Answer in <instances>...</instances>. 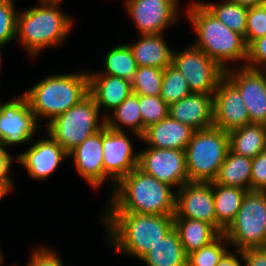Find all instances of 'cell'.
Listing matches in <instances>:
<instances>
[{
    "label": "cell",
    "mask_w": 266,
    "mask_h": 266,
    "mask_svg": "<svg viewBox=\"0 0 266 266\" xmlns=\"http://www.w3.org/2000/svg\"><path fill=\"white\" fill-rule=\"evenodd\" d=\"M127 133L106 126L102 128L104 182L111 180L114 183L111 192L125 175L138 167L139 152H134V145Z\"/></svg>",
    "instance_id": "obj_12"
},
{
    "label": "cell",
    "mask_w": 266,
    "mask_h": 266,
    "mask_svg": "<svg viewBox=\"0 0 266 266\" xmlns=\"http://www.w3.org/2000/svg\"><path fill=\"white\" fill-rule=\"evenodd\" d=\"M201 2L230 30L235 31L245 37L248 8L234 3L231 0H226L225 2L223 1L219 4L218 2Z\"/></svg>",
    "instance_id": "obj_30"
},
{
    "label": "cell",
    "mask_w": 266,
    "mask_h": 266,
    "mask_svg": "<svg viewBox=\"0 0 266 266\" xmlns=\"http://www.w3.org/2000/svg\"><path fill=\"white\" fill-rule=\"evenodd\" d=\"M266 35V4L248 8L245 42L249 46L253 41Z\"/></svg>",
    "instance_id": "obj_36"
},
{
    "label": "cell",
    "mask_w": 266,
    "mask_h": 266,
    "mask_svg": "<svg viewBox=\"0 0 266 266\" xmlns=\"http://www.w3.org/2000/svg\"><path fill=\"white\" fill-rule=\"evenodd\" d=\"M3 47L2 46H0V66H1V60H2V58H1V49H2Z\"/></svg>",
    "instance_id": "obj_47"
},
{
    "label": "cell",
    "mask_w": 266,
    "mask_h": 266,
    "mask_svg": "<svg viewBox=\"0 0 266 266\" xmlns=\"http://www.w3.org/2000/svg\"><path fill=\"white\" fill-rule=\"evenodd\" d=\"M12 163L13 157L6 148L0 144V182L5 184L11 191L14 187V182L10 175Z\"/></svg>",
    "instance_id": "obj_40"
},
{
    "label": "cell",
    "mask_w": 266,
    "mask_h": 266,
    "mask_svg": "<svg viewBox=\"0 0 266 266\" xmlns=\"http://www.w3.org/2000/svg\"><path fill=\"white\" fill-rule=\"evenodd\" d=\"M250 124L239 90L224 77L213 95V126L225 132Z\"/></svg>",
    "instance_id": "obj_16"
},
{
    "label": "cell",
    "mask_w": 266,
    "mask_h": 266,
    "mask_svg": "<svg viewBox=\"0 0 266 266\" xmlns=\"http://www.w3.org/2000/svg\"><path fill=\"white\" fill-rule=\"evenodd\" d=\"M146 266H187L180 237L175 228L140 259Z\"/></svg>",
    "instance_id": "obj_24"
},
{
    "label": "cell",
    "mask_w": 266,
    "mask_h": 266,
    "mask_svg": "<svg viewBox=\"0 0 266 266\" xmlns=\"http://www.w3.org/2000/svg\"><path fill=\"white\" fill-rule=\"evenodd\" d=\"M68 158L73 159L82 179L93 188H100L104 183L102 129L71 150Z\"/></svg>",
    "instance_id": "obj_18"
},
{
    "label": "cell",
    "mask_w": 266,
    "mask_h": 266,
    "mask_svg": "<svg viewBox=\"0 0 266 266\" xmlns=\"http://www.w3.org/2000/svg\"><path fill=\"white\" fill-rule=\"evenodd\" d=\"M10 191L11 190L5 184H3V183L0 182V200L4 196L8 195V193H10Z\"/></svg>",
    "instance_id": "obj_44"
},
{
    "label": "cell",
    "mask_w": 266,
    "mask_h": 266,
    "mask_svg": "<svg viewBox=\"0 0 266 266\" xmlns=\"http://www.w3.org/2000/svg\"><path fill=\"white\" fill-rule=\"evenodd\" d=\"M172 65L186 78L192 93L214 95L225 77V70L192 44L179 52L173 50Z\"/></svg>",
    "instance_id": "obj_9"
},
{
    "label": "cell",
    "mask_w": 266,
    "mask_h": 266,
    "mask_svg": "<svg viewBox=\"0 0 266 266\" xmlns=\"http://www.w3.org/2000/svg\"><path fill=\"white\" fill-rule=\"evenodd\" d=\"M41 123H37L27 97L22 95L0 102V144L7 148L10 145L30 144Z\"/></svg>",
    "instance_id": "obj_10"
},
{
    "label": "cell",
    "mask_w": 266,
    "mask_h": 266,
    "mask_svg": "<svg viewBox=\"0 0 266 266\" xmlns=\"http://www.w3.org/2000/svg\"><path fill=\"white\" fill-rule=\"evenodd\" d=\"M2 251H1V248H0V261H4V256L2 255Z\"/></svg>",
    "instance_id": "obj_46"
},
{
    "label": "cell",
    "mask_w": 266,
    "mask_h": 266,
    "mask_svg": "<svg viewBox=\"0 0 266 266\" xmlns=\"http://www.w3.org/2000/svg\"><path fill=\"white\" fill-rule=\"evenodd\" d=\"M229 244L226 236L221 233L213 241L187 255V266H217L228 252Z\"/></svg>",
    "instance_id": "obj_32"
},
{
    "label": "cell",
    "mask_w": 266,
    "mask_h": 266,
    "mask_svg": "<svg viewBox=\"0 0 266 266\" xmlns=\"http://www.w3.org/2000/svg\"><path fill=\"white\" fill-rule=\"evenodd\" d=\"M126 13L135 23L139 35L165 34L178 20V0H125Z\"/></svg>",
    "instance_id": "obj_14"
},
{
    "label": "cell",
    "mask_w": 266,
    "mask_h": 266,
    "mask_svg": "<svg viewBox=\"0 0 266 266\" xmlns=\"http://www.w3.org/2000/svg\"><path fill=\"white\" fill-rule=\"evenodd\" d=\"M233 67L225 71V77L239 90L250 123L266 126V70Z\"/></svg>",
    "instance_id": "obj_13"
},
{
    "label": "cell",
    "mask_w": 266,
    "mask_h": 266,
    "mask_svg": "<svg viewBox=\"0 0 266 266\" xmlns=\"http://www.w3.org/2000/svg\"><path fill=\"white\" fill-rule=\"evenodd\" d=\"M187 6V16L196 33V39L191 44L215 60L225 71L232 62L244 61L239 67L246 66L248 46L244 36L230 30L201 1H192Z\"/></svg>",
    "instance_id": "obj_3"
},
{
    "label": "cell",
    "mask_w": 266,
    "mask_h": 266,
    "mask_svg": "<svg viewBox=\"0 0 266 266\" xmlns=\"http://www.w3.org/2000/svg\"><path fill=\"white\" fill-rule=\"evenodd\" d=\"M245 266H266V247L241 251Z\"/></svg>",
    "instance_id": "obj_41"
},
{
    "label": "cell",
    "mask_w": 266,
    "mask_h": 266,
    "mask_svg": "<svg viewBox=\"0 0 266 266\" xmlns=\"http://www.w3.org/2000/svg\"><path fill=\"white\" fill-rule=\"evenodd\" d=\"M41 2H62L63 0H39Z\"/></svg>",
    "instance_id": "obj_45"
},
{
    "label": "cell",
    "mask_w": 266,
    "mask_h": 266,
    "mask_svg": "<svg viewBox=\"0 0 266 266\" xmlns=\"http://www.w3.org/2000/svg\"><path fill=\"white\" fill-rule=\"evenodd\" d=\"M103 213L101 220L107 227L108 244L120 255L139 260L174 228V215Z\"/></svg>",
    "instance_id": "obj_1"
},
{
    "label": "cell",
    "mask_w": 266,
    "mask_h": 266,
    "mask_svg": "<svg viewBox=\"0 0 266 266\" xmlns=\"http://www.w3.org/2000/svg\"><path fill=\"white\" fill-rule=\"evenodd\" d=\"M138 168L173 189L189 182L184 150L147 147L139 152Z\"/></svg>",
    "instance_id": "obj_11"
},
{
    "label": "cell",
    "mask_w": 266,
    "mask_h": 266,
    "mask_svg": "<svg viewBox=\"0 0 266 266\" xmlns=\"http://www.w3.org/2000/svg\"><path fill=\"white\" fill-rule=\"evenodd\" d=\"M15 0H0V46L16 38L17 15Z\"/></svg>",
    "instance_id": "obj_35"
},
{
    "label": "cell",
    "mask_w": 266,
    "mask_h": 266,
    "mask_svg": "<svg viewBox=\"0 0 266 266\" xmlns=\"http://www.w3.org/2000/svg\"><path fill=\"white\" fill-rule=\"evenodd\" d=\"M172 188L136 167L115 185L105 211L174 215L176 193Z\"/></svg>",
    "instance_id": "obj_2"
},
{
    "label": "cell",
    "mask_w": 266,
    "mask_h": 266,
    "mask_svg": "<svg viewBox=\"0 0 266 266\" xmlns=\"http://www.w3.org/2000/svg\"><path fill=\"white\" fill-rule=\"evenodd\" d=\"M163 69L143 66L138 67L131 82L132 93L144 96H160Z\"/></svg>",
    "instance_id": "obj_33"
},
{
    "label": "cell",
    "mask_w": 266,
    "mask_h": 266,
    "mask_svg": "<svg viewBox=\"0 0 266 266\" xmlns=\"http://www.w3.org/2000/svg\"><path fill=\"white\" fill-rule=\"evenodd\" d=\"M191 93L186 78L175 66L170 64L163 69L160 97L167 105L170 106Z\"/></svg>",
    "instance_id": "obj_31"
},
{
    "label": "cell",
    "mask_w": 266,
    "mask_h": 266,
    "mask_svg": "<svg viewBox=\"0 0 266 266\" xmlns=\"http://www.w3.org/2000/svg\"><path fill=\"white\" fill-rule=\"evenodd\" d=\"M248 191L237 187H226L213 182V199L216 215V231L221 234L237 216Z\"/></svg>",
    "instance_id": "obj_23"
},
{
    "label": "cell",
    "mask_w": 266,
    "mask_h": 266,
    "mask_svg": "<svg viewBox=\"0 0 266 266\" xmlns=\"http://www.w3.org/2000/svg\"><path fill=\"white\" fill-rule=\"evenodd\" d=\"M138 67L149 66L165 69L172 64L173 50L165 41L163 34L140 35L133 44L127 43Z\"/></svg>",
    "instance_id": "obj_22"
},
{
    "label": "cell",
    "mask_w": 266,
    "mask_h": 266,
    "mask_svg": "<svg viewBox=\"0 0 266 266\" xmlns=\"http://www.w3.org/2000/svg\"><path fill=\"white\" fill-rule=\"evenodd\" d=\"M251 191L266 192V150L252 158Z\"/></svg>",
    "instance_id": "obj_38"
},
{
    "label": "cell",
    "mask_w": 266,
    "mask_h": 266,
    "mask_svg": "<svg viewBox=\"0 0 266 266\" xmlns=\"http://www.w3.org/2000/svg\"><path fill=\"white\" fill-rule=\"evenodd\" d=\"M23 94L37 122L47 125L89 94L88 72L48 75Z\"/></svg>",
    "instance_id": "obj_5"
},
{
    "label": "cell",
    "mask_w": 266,
    "mask_h": 266,
    "mask_svg": "<svg viewBox=\"0 0 266 266\" xmlns=\"http://www.w3.org/2000/svg\"><path fill=\"white\" fill-rule=\"evenodd\" d=\"M229 150L237 155L255 158L266 150V126L250 123L230 131Z\"/></svg>",
    "instance_id": "obj_25"
},
{
    "label": "cell",
    "mask_w": 266,
    "mask_h": 266,
    "mask_svg": "<svg viewBox=\"0 0 266 266\" xmlns=\"http://www.w3.org/2000/svg\"><path fill=\"white\" fill-rule=\"evenodd\" d=\"M169 116L194 130L213 126V95L191 93L169 106Z\"/></svg>",
    "instance_id": "obj_19"
},
{
    "label": "cell",
    "mask_w": 266,
    "mask_h": 266,
    "mask_svg": "<svg viewBox=\"0 0 266 266\" xmlns=\"http://www.w3.org/2000/svg\"><path fill=\"white\" fill-rule=\"evenodd\" d=\"M186 255L213 241L219 233L208 223L196 219L173 218Z\"/></svg>",
    "instance_id": "obj_28"
},
{
    "label": "cell",
    "mask_w": 266,
    "mask_h": 266,
    "mask_svg": "<svg viewBox=\"0 0 266 266\" xmlns=\"http://www.w3.org/2000/svg\"><path fill=\"white\" fill-rule=\"evenodd\" d=\"M139 107L143 121V135L150 125L169 116V105L160 96L139 95Z\"/></svg>",
    "instance_id": "obj_34"
},
{
    "label": "cell",
    "mask_w": 266,
    "mask_h": 266,
    "mask_svg": "<svg viewBox=\"0 0 266 266\" xmlns=\"http://www.w3.org/2000/svg\"><path fill=\"white\" fill-rule=\"evenodd\" d=\"M237 253V254H236ZM238 255V256H237ZM240 260H239V258ZM244 262L243 256L241 251H236L234 253L228 251L222 259L219 261L217 266H242L241 261Z\"/></svg>",
    "instance_id": "obj_42"
},
{
    "label": "cell",
    "mask_w": 266,
    "mask_h": 266,
    "mask_svg": "<svg viewBox=\"0 0 266 266\" xmlns=\"http://www.w3.org/2000/svg\"><path fill=\"white\" fill-rule=\"evenodd\" d=\"M228 150V132L214 126L195 130L185 149L189 182H214Z\"/></svg>",
    "instance_id": "obj_6"
},
{
    "label": "cell",
    "mask_w": 266,
    "mask_h": 266,
    "mask_svg": "<svg viewBox=\"0 0 266 266\" xmlns=\"http://www.w3.org/2000/svg\"><path fill=\"white\" fill-rule=\"evenodd\" d=\"M103 67L104 71L88 74H106L132 82L138 69L137 62L127 43L111 48L104 57Z\"/></svg>",
    "instance_id": "obj_29"
},
{
    "label": "cell",
    "mask_w": 266,
    "mask_h": 266,
    "mask_svg": "<svg viewBox=\"0 0 266 266\" xmlns=\"http://www.w3.org/2000/svg\"><path fill=\"white\" fill-rule=\"evenodd\" d=\"M223 234L236 251L266 247V192L248 191Z\"/></svg>",
    "instance_id": "obj_8"
},
{
    "label": "cell",
    "mask_w": 266,
    "mask_h": 266,
    "mask_svg": "<svg viewBox=\"0 0 266 266\" xmlns=\"http://www.w3.org/2000/svg\"><path fill=\"white\" fill-rule=\"evenodd\" d=\"M89 94L94 98L100 112L104 108L108 112L117 108L131 93V81L106 74H88Z\"/></svg>",
    "instance_id": "obj_20"
},
{
    "label": "cell",
    "mask_w": 266,
    "mask_h": 266,
    "mask_svg": "<svg viewBox=\"0 0 266 266\" xmlns=\"http://www.w3.org/2000/svg\"><path fill=\"white\" fill-rule=\"evenodd\" d=\"M99 114L98 105L94 98L88 94L75 106L48 123L45 126L46 132L69 153L87 137L105 126V118Z\"/></svg>",
    "instance_id": "obj_7"
},
{
    "label": "cell",
    "mask_w": 266,
    "mask_h": 266,
    "mask_svg": "<svg viewBox=\"0 0 266 266\" xmlns=\"http://www.w3.org/2000/svg\"><path fill=\"white\" fill-rule=\"evenodd\" d=\"M176 193L173 218L196 219L216 230L213 182H187Z\"/></svg>",
    "instance_id": "obj_15"
},
{
    "label": "cell",
    "mask_w": 266,
    "mask_h": 266,
    "mask_svg": "<svg viewBox=\"0 0 266 266\" xmlns=\"http://www.w3.org/2000/svg\"><path fill=\"white\" fill-rule=\"evenodd\" d=\"M194 131L190 126L167 116L146 128L141 140L148 145L147 147L185 151Z\"/></svg>",
    "instance_id": "obj_21"
},
{
    "label": "cell",
    "mask_w": 266,
    "mask_h": 266,
    "mask_svg": "<svg viewBox=\"0 0 266 266\" xmlns=\"http://www.w3.org/2000/svg\"><path fill=\"white\" fill-rule=\"evenodd\" d=\"M246 67L266 70V35L253 41L248 46Z\"/></svg>",
    "instance_id": "obj_37"
},
{
    "label": "cell",
    "mask_w": 266,
    "mask_h": 266,
    "mask_svg": "<svg viewBox=\"0 0 266 266\" xmlns=\"http://www.w3.org/2000/svg\"><path fill=\"white\" fill-rule=\"evenodd\" d=\"M60 4L40 1L38 6L18 12L16 38L31 57L67 39L74 22Z\"/></svg>",
    "instance_id": "obj_4"
},
{
    "label": "cell",
    "mask_w": 266,
    "mask_h": 266,
    "mask_svg": "<svg viewBox=\"0 0 266 266\" xmlns=\"http://www.w3.org/2000/svg\"><path fill=\"white\" fill-rule=\"evenodd\" d=\"M110 115L105 117L107 128L119 132H126L127 128L141 140L143 121L139 107V95L131 93Z\"/></svg>",
    "instance_id": "obj_26"
},
{
    "label": "cell",
    "mask_w": 266,
    "mask_h": 266,
    "mask_svg": "<svg viewBox=\"0 0 266 266\" xmlns=\"http://www.w3.org/2000/svg\"><path fill=\"white\" fill-rule=\"evenodd\" d=\"M252 158L228 150L215 182L251 191Z\"/></svg>",
    "instance_id": "obj_27"
},
{
    "label": "cell",
    "mask_w": 266,
    "mask_h": 266,
    "mask_svg": "<svg viewBox=\"0 0 266 266\" xmlns=\"http://www.w3.org/2000/svg\"><path fill=\"white\" fill-rule=\"evenodd\" d=\"M48 134L37 142H30L28 150L15 158L26 169L28 176L33 180L48 179L59 167L60 163L68 158V153Z\"/></svg>",
    "instance_id": "obj_17"
},
{
    "label": "cell",
    "mask_w": 266,
    "mask_h": 266,
    "mask_svg": "<svg viewBox=\"0 0 266 266\" xmlns=\"http://www.w3.org/2000/svg\"><path fill=\"white\" fill-rule=\"evenodd\" d=\"M27 266H64L58 254L46 246H39L32 250Z\"/></svg>",
    "instance_id": "obj_39"
},
{
    "label": "cell",
    "mask_w": 266,
    "mask_h": 266,
    "mask_svg": "<svg viewBox=\"0 0 266 266\" xmlns=\"http://www.w3.org/2000/svg\"><path fill=\"white\" fill-rule=\"evenodd\" d=\"M231 1L246 8H253L255 6H261L266 4V0H231Z\"/></svg>",
    "instance_id": "obj_43"
}]
</instances>
